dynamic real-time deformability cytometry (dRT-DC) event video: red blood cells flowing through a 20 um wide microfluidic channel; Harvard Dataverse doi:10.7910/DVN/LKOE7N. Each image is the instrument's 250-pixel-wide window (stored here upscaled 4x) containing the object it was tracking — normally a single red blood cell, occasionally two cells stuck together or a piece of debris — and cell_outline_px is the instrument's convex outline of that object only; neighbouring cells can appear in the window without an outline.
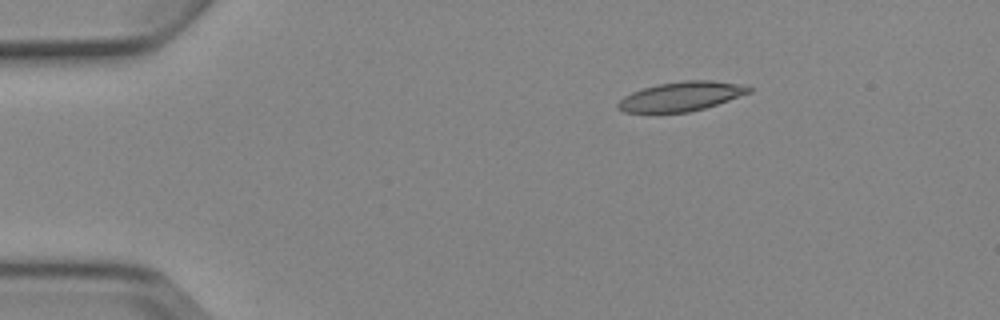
{"species": "Egyptian fruit bat (a non-hibernating species)", "species_latin": "Rousettus aegyptiacus", "temperature_condition": "cold", "stored_images_in_passage": 4, "camera_frame_rate_fps": 3000, "um_per_image_px": 0.085, "animal": {"sex": "female"}, "frame": {"image": 1, "passage_image": 2, "time_ms": 2.0, "image_size_px": [1000, 320], "cell_outline_px": [[752, 92], [704, 108], [688, 112], [624, 112], [616, 108], [616, 104], [624, 96], [632, 92], [656, 84], [684, 80], [712, 80], [736, 84], [752, 88]], "centroid_in_image_um": [57.86, 8.19], "position_along_channel_um": 27.1, "area_um2": 22.14}}